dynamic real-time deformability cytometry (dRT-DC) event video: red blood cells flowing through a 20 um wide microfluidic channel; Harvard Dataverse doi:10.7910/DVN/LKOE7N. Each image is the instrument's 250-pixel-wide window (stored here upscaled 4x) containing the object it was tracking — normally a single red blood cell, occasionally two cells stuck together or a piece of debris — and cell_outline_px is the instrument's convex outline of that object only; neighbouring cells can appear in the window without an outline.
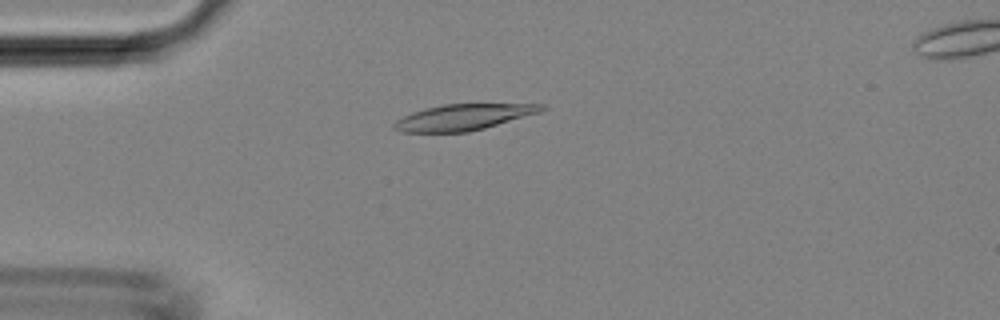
{"species": "Egyptian fruit bat (a non-hibernating species)", "species_latin": "Rousettus aegyptiacus", "temperature_condition": "room temperature", "stored_images_in_passage": 39, "camera_frame_rate_fps": 3000, "um_per_image_px": 0.085, "animal": {"sex": "female"}, "frame": {"image": 1, "passage_image": 6, "time_ms": 1.667, "image_size_px": [1000, 320], "cell_outline_px": [[548, 108], [540, 112], [484, 128], [468, 132], [400, 132], [392, 128], [392, 124], [396, 120], [412, 112], [424, 108], [444, 104], [544, 104]], "centroid_in_image_um": [39.36, 9.96], "position_along_channel_um": 45.6, "area_um2": 22.31}}
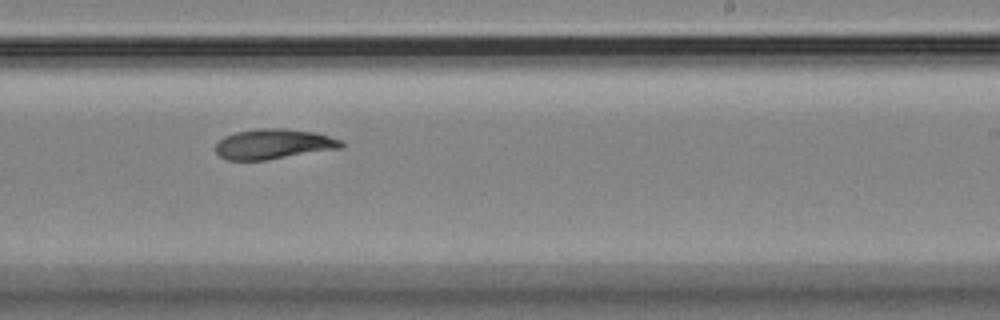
{"frame": {"image": 2, "passage_image": 22, "time_ms": 7.0, "image_size_px": [1000, 320], "cell_outline_px": [[344, 148], [264, 160], [228, 160], [220, 156], [216, 152], [216, 144], [224, 136], [236, 132], [260, 128], [284, 128], [316, 132], [340, 140], [344, 144]], "centroid_in_image_um": [23.27, 12.24], "position_along_channel_um": 265.7, "area_um2": 22.02}}
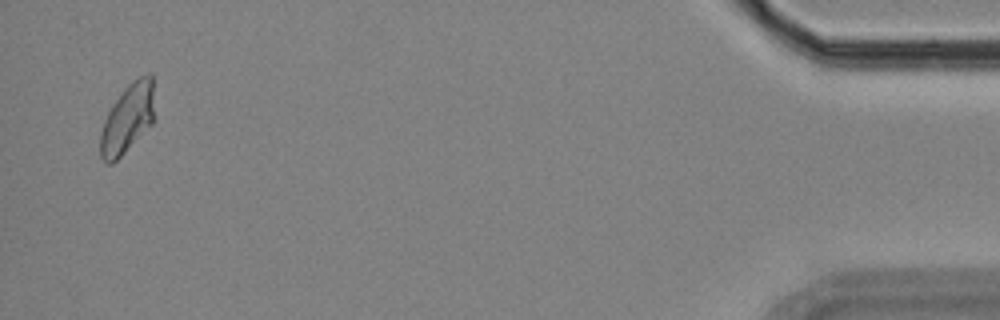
{"frame": {"image": 3, "passage_image": 38, "time_ms": 12.333, "image_size_px": [1000, 320], "cell_outline_px": [[152, 124], [112, 164], [108, 164], [100, 156], [100, 132], [104, 120], [112, 104], [124, 88], [132, 80], [148, 72], [152, 72]], "centroid_in_image_um": [10.8, 10.06], "position_along_channel_um": 424.4, "area_um2": 21.44}}